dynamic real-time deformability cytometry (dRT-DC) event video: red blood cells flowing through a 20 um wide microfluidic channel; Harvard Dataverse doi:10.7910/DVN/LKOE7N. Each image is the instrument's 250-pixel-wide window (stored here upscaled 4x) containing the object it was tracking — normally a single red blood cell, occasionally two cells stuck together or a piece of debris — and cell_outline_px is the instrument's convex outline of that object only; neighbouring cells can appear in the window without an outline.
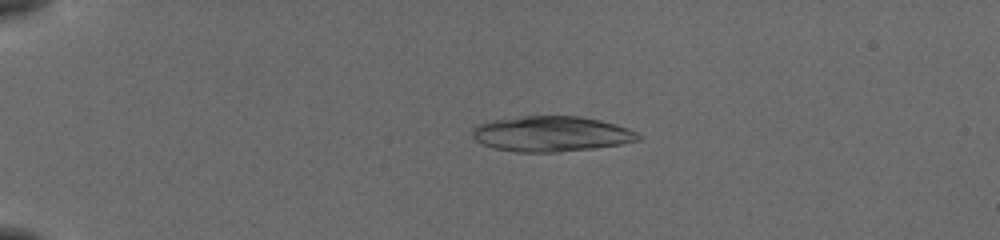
{"species": "common noctule bat (a hibernating species)", "species_latin": "Nyctalus noctula", "temperature_condition": "cold", "stored_images_in_passage": 31, "camera_frame_rate_fps": 3000, "um_per_image_px": 0.085, "animal": {"sex": "female", "body_mass_g": 19.5, "forearm_length_mm": 54.1}, "frame": {"image": 1, "passage_image": 14, "time_ms": 4.333, "image_size_px": [1000, 240], "cell_outline_px": [[644, 136], [640, 140], [620, 144], [592, 148], [556, 152], [516, 152], [492, 148], [476, 140], [472, 136], [472, 128], [476, 124], [492, 120], [524, 116], [580, 116], [600, 120], [616, 124], [628, 128]], "centroid_in_image_um": [46.86, 11.37], "position_along_channel_um": 38.1, "area_um2": 34.33}}